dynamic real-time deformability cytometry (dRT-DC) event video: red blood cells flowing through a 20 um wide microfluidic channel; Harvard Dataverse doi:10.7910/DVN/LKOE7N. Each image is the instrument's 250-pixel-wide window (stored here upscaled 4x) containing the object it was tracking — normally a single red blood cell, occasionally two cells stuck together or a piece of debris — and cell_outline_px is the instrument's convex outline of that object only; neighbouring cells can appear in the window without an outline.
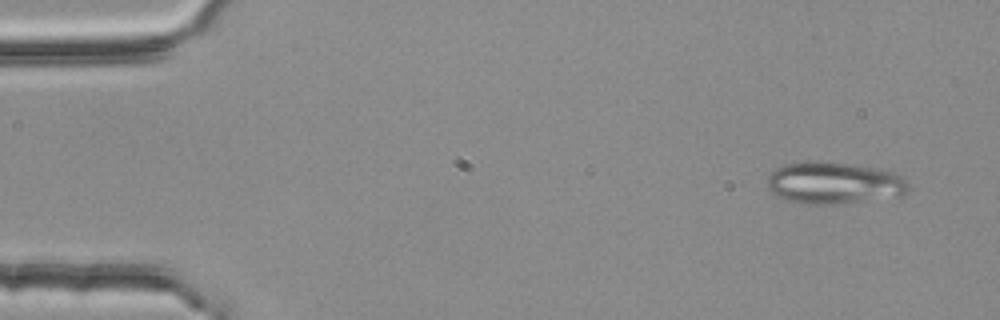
{"species": "common noctule bat (a hibernating species)", "species_latin": "Nyctalus noctula", "temperature_condition": "room temperature", "stored_images_in_passage": 3, "camera_frame_rate_fps": 3000, "um_per_image_px": 0.085, "animal": {"sex": "female", "body_mass_g": 25.1}, "frame": {"image": 1, "passage_image": 1, "time_ms": 0.0, "image_size_px": [1000, 320], "cell_outline_px": [[908, 188], [900, 196], [832, 204], [808, 204], [788, 200], [776, 196], [768, 188], [768, 176], [776, 168], [784, 164], [820, 160], [852, 164], [880, 168], [904, 176], [908, 180]], "centroid_in_image_um": [70.9, 15.53], "position_along_channel_um": 14.1, "area_um2": 34.51}}